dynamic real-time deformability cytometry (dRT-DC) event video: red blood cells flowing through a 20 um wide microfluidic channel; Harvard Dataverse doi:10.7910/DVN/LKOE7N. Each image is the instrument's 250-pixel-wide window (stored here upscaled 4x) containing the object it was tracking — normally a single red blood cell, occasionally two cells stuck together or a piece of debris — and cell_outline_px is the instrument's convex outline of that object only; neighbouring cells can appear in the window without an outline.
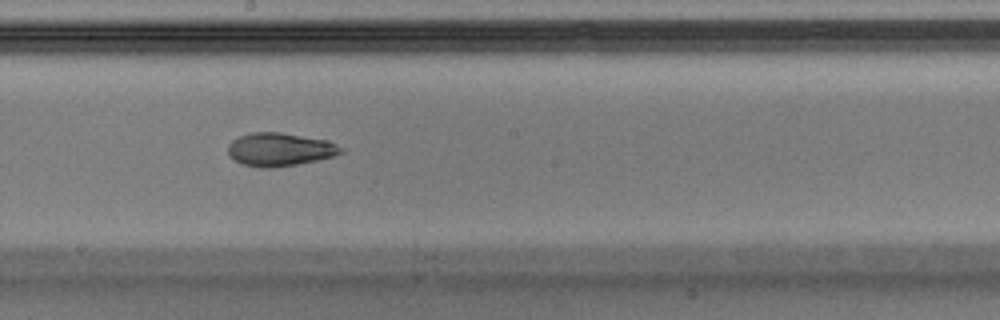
{"species": "Egyptian fruit bat (a non-hibernating species)", "species_latin": "Rousettus aegyptiacus", "temperature_condition": "warm", "stored_images_in_passage": 39, "camera_frame_rate_fps": 3000, "um_per_image_px": 0.085, "animal": {"sex": "male"}, "frame": {"image": 1, "passage_image": 17, "time_ms": 5.333, "image_size_px": [1000, 320], "cell_outline_px": [[344, 152], [332, 156], [316, 160], [296, 164], [272, 168], [260, 168], [244, 164], [228, 156], [228, 144], [232, 140], [240, 136], [252, 132], [280, 132], [328, 140], [344, 148]], "centroid_in_image_um": [23.78, 12.7], "position_along_channel_um": 224.4, "area_um2": 21.85}, "authors_computed_cell_mechanics": {"area_um2": 21.675, "velocity_mm_per_s": 4.089, "shape_relaxation_time_tau1_ms": 4.7401, "shape_relaxation_time_tau2_ms": 4.7387, "deformation_change_tau1": 0.203, "deformation_change_tau2": 0.1131}}